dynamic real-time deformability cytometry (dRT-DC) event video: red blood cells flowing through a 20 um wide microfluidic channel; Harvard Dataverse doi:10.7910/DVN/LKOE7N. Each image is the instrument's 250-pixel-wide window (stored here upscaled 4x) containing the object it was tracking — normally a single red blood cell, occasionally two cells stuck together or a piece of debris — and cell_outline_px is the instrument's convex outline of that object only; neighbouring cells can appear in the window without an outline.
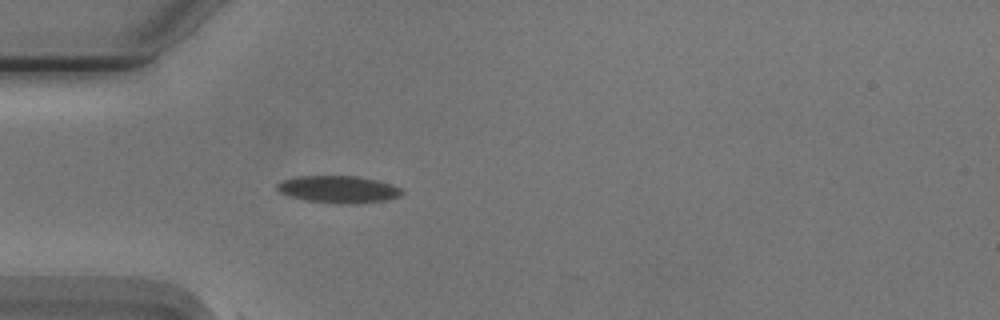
{"species": "Egyptian fruit bat (a non-hibernating species)", "species_latin": "Rousettus aegyptiacus", "temperature_condition": "cold", "stored_images_in_passage": 18, "camera_frame_rate_fps": 3000, "um_per_image_px": 0.085, "animal": {"sex": "male"}, "frame": {"image": 1, "passage_image": 15, "time_ms": 4.667, "image_size_px": [1000, 320], "cell_outline_px": [[404, 192], [400, 196], [388, 200], [356, 204], [340, 204], [304, 200], [288, 196], [280, 192], [276, 188], [276, 184], [284, 180], [296, 176], [356, 176], [376, 180], [392, 184], [400, 188]], "centroid_in_image_um": [28.77, 16.1], "position_along_channel_um": 56.2, "area_um2": 19.94}}